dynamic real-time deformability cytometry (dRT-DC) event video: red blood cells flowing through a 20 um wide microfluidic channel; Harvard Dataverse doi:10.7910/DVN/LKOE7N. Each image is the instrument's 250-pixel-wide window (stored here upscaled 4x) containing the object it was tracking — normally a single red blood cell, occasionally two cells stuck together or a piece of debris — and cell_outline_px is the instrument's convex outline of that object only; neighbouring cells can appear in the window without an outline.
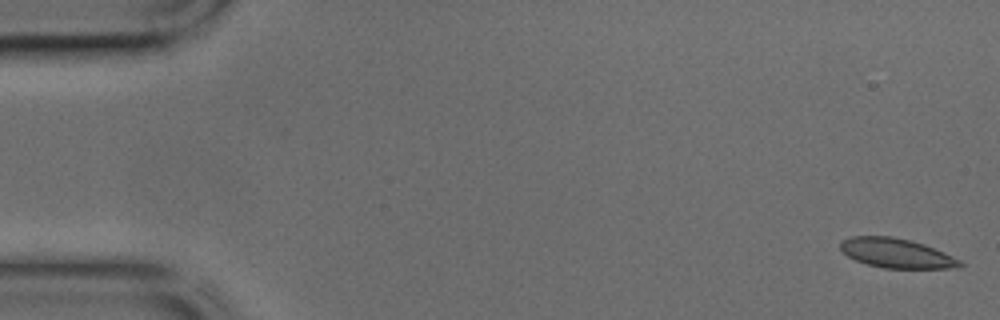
{"species": "common noctule bat (a hibernating species)", "species_latin": "Nyctalus noctula", "temperature_condition": "cold", "stored_images_in_passage": 44, "camera_frame_rate_fps": 3000, "um_per_image_px": 0.085, "animal": {"sex": "male", "body_mass_g": 17.9, "forearm_length_mm": 54.2}, "frame": {"image": 1, "passage_image": 1, "time_ms": 0.0, "image_size_px": [1000, 320], "cell_outline_px": [[964, 264], [960, 268], [884, 268], [868, 264], [856, 260], [848, 256], [840, 248], [840, 244], [844, 240], [852, 236], [892, 236], [912, 240], [924, 244], [944, 252], [960, 260]], "centroid_in_image_um": [76.23, 21.52], "position_along_channel_um": 8.8, "area_um2": 20.46}}
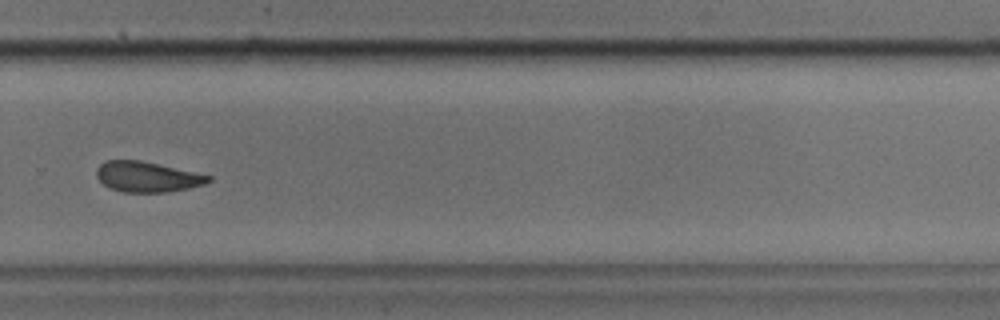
{"frame": {"image": 2, "passage_image": 30, "time_ms": 9.667, "image_size_px": [1000, 320], "cell_outline_px": [[212, 180], [204, 184], [188, 188], [168, 192], [124, 192], [108, 188], [96, 176], [96, 168], [100, 164], [108, 160], [140, 160], [212, 176]], "centroid_in_image_um": [12.49, 15.03], "position_along_channel_um": 317.3, "area_um2": 19.71}}
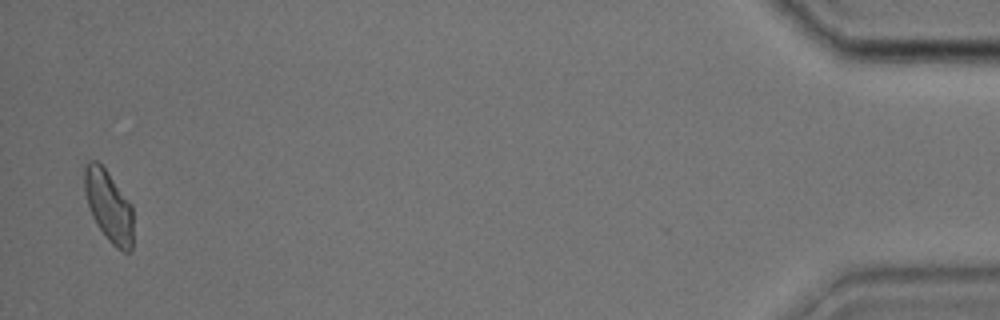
{"frame": {"image": 3, "passage_image": 43, "time_ms": 14.0, "image_size_px": [1000, 320], "cell_outline_px": [[132, 252], [124, 252], [116, 248], [108, 240], [96, 224], [92, 216], [84, 192], [84, 168], [88, 160], [96, 160], [104, 168], [132, 204]], "centroid_in_image_um": [9.23, 17.53], "position_along_channel_um": 426.0, "area_um2": 20.29}}